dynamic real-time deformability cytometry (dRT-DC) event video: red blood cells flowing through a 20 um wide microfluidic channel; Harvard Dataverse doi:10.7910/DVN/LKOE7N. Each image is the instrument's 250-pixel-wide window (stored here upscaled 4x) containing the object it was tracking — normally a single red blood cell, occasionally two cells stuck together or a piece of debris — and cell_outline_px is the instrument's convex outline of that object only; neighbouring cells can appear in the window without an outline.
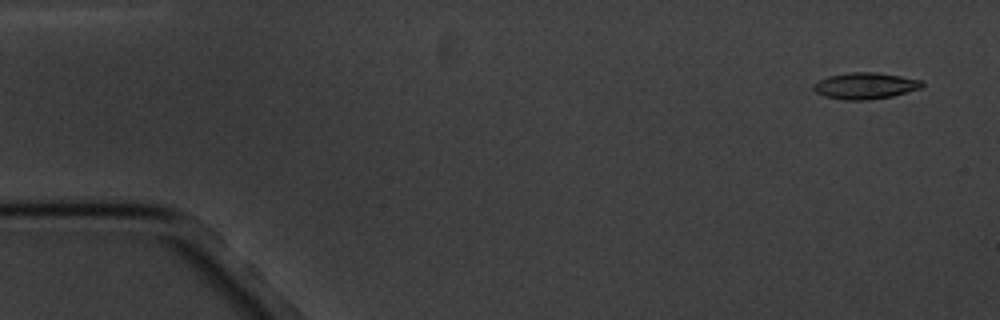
{"species": "common noctule bat (a hibernating species)", "species_latin": "Nyctalus noctula", "temperature_condition": "cold", "stored_images_in_passage": 5, "camera_frame_rate_fps": 3000, "um_per_image_px": 0.085, "animal": {"sex": "male", "body_mass_g": 20.1, "forearm_length_mm": 53.5}, "frame": {"image": 1, "passage_image": 1, "time_ms": 0.0, "image_size_px": [1000, 320], "cell_outline_px": [[924, 84], [920, 88], [892, 96], [868, 100], [844, 100], [824, 96], [816, 92], [812, 88], [812, 84], [828, 76], [852, 72], [876, 72], [900, 76], [920, 80]], "centroid_in_image_um": [73.5, 7.29], "position_along_channel_um": 11.5, "area_um2": 16.59}}
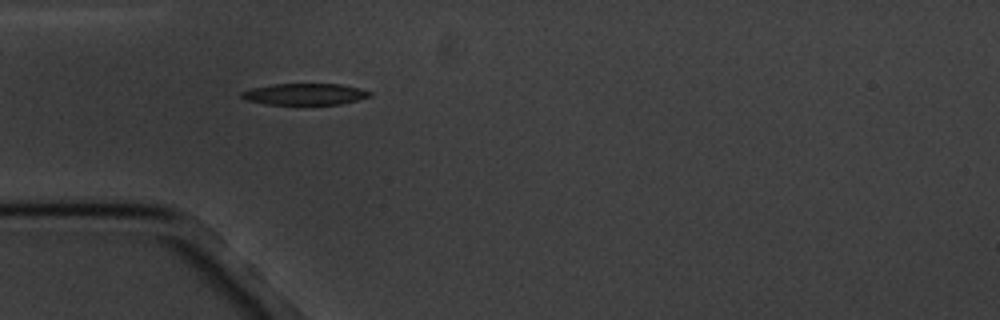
{"frame": {"image": 2, "passage_image": 5, "time_ms": 4.667, "image_size_px": [1000, 320], "cell_outline_px": [[372, 96], [340, 104], [268, 104], [248, 100], [240, 96], [240, 92], [252, 88], [272, 84], [340, 84], [360, 88], [372, 92]], "centroid_in_image_um": [25.93, 7.99], "position_along_channel_um": 59.1, "area_um2": 15.9}}